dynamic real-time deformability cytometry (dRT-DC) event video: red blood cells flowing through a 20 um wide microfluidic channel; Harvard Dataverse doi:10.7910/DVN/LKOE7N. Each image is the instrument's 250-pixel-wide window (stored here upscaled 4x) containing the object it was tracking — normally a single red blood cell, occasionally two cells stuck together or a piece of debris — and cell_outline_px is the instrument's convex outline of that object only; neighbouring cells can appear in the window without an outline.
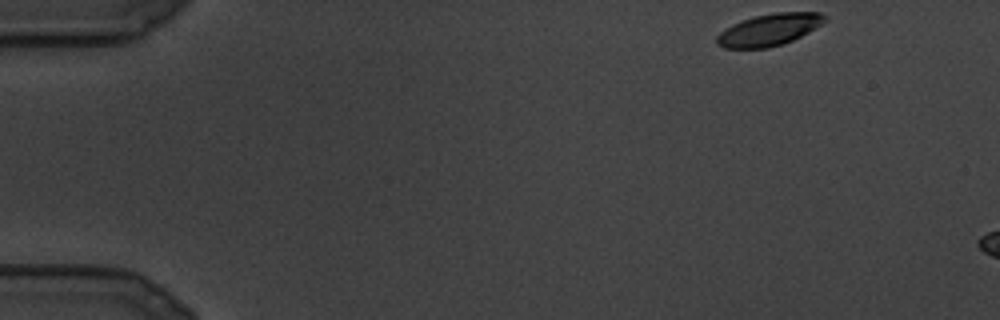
{"species": "common noctule bat (a hibernating species)", "species_latin": "Nyctalus noctula", "temperature_condition": "cold", "stored_images_in_passage": 10, "camera_frame_rate_fps": 3000, "um_per_image_px": 0.085, "animal": {"sex": "male", "body_mass_g": 19.5, "forearm_length_mm": 54.6}, "frame": {"image": 1, "passage_image": 1, "time_ms": 0.0, "image_size_px": [1000, 320], "cell_outline_px": [[828, 20], [808, 32], [784, 44], [764, 48], [724, 48], [716, 44], [716, 36], [720, 32], [732, 24], [756, 16], [776, 12], [820, 12], [828, 16]], "centroid_in_image_um": [65.39, 2.53], "position_along_channel_um": 19.6, "area_um2": 20.0}}